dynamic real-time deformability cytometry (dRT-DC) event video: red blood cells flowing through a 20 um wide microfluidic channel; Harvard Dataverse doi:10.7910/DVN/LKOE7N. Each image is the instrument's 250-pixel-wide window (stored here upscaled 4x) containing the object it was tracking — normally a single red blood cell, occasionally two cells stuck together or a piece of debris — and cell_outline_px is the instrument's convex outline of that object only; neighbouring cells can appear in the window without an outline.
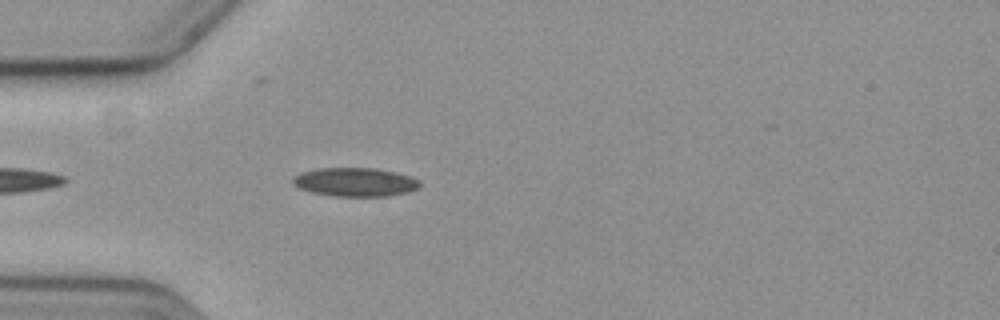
{"species": "common noctule bat (a hibernating species)", "species_latin": "Nyctalus noctula", "temperature_condition": "cold", "stored_images_in_passage": 29, "camera_frame_rate_fps": 3000, "um_per_image_px": 0.085, "animal": {"sex": "female", "body_mass_g": 19.3, "forearm_length_mm": 54.1}, "frame": {"image": 1, "passage_image": 5, "time_ms": 1.333, "image_size_px": [1000, 320], "cell_outline_px": [[420, 184], [416, 188], [408, 192], [388, 196], [332, 196], [312, 192], [300, 188], [292, 184], [292, 180], [300, 172], [316, 168], [376, 168], [396, 172], [420, 180]], "centroid_in_image_um": [30.17, 15.47], "position_along_channel_um": 54.8, "area_um2": 21.21}}
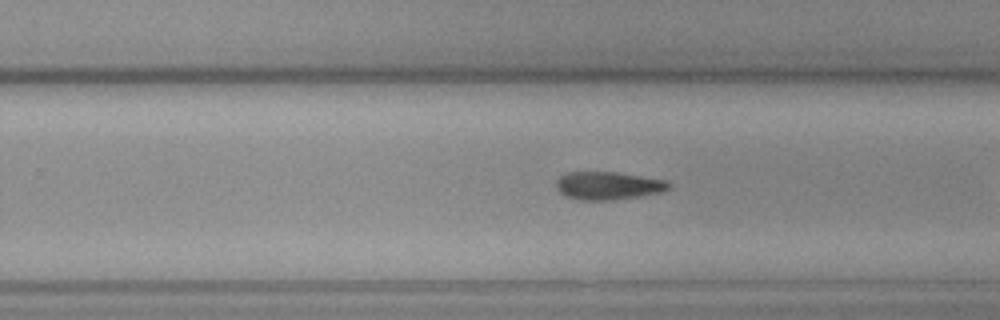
{"frame": {"image": 2, "passage_image": 21, "time_ms": 6.667, "image_size_px": [1000, 320], "cell_outline_px": [[672, 188], [660, 192], [640, 196], [612, 200], [580, 200], [564, 196], [556, 188], [556, 180], [560, 176], [568, 172], [616, 172], [668, 180], [672, 184]], "centroid_in_image_um": [51.71, 15.78], "position_along_channel_um": 278.1, "area_um2": 18.55}}
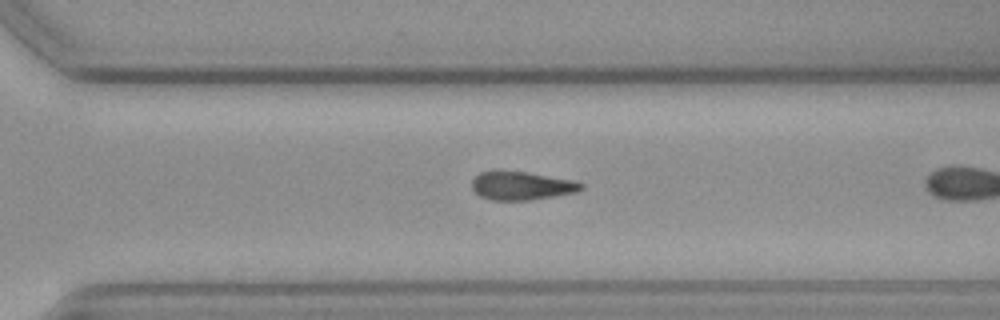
{"frame": {"image": 3, "passage_image": 25, "time_ms": 8.0, "image_size_px": [1000, 320], "cell_outline_px": [[584, 188], [580, 192], [532, 200], [492, 200], [480, 196], [472, 188], [472, 180], [480, 172], [524, 172], [576, 180], [584, 184]], "centroid_in_image_um": [44.42, 15.81], "position_along_channel_um": 326.2, "area_um2": 18.03}}